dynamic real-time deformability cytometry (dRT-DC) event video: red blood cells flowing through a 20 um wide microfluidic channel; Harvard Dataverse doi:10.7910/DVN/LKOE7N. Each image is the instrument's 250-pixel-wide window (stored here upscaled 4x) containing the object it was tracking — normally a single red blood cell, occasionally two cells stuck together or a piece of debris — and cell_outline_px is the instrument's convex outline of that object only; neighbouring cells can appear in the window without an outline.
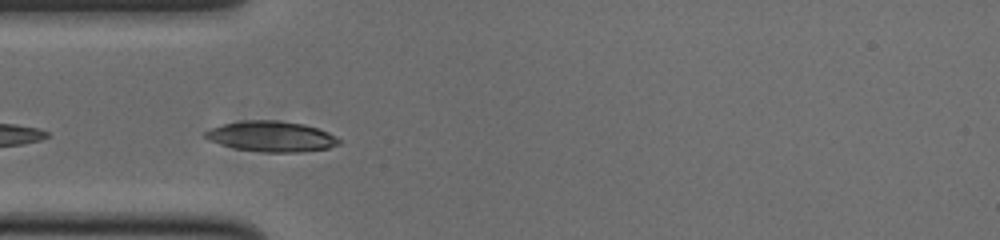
{"species": "common noctule bat (a hibernating species)", "species_latin": "Nyctalus noctula", "temperature_condition": "cold", "stored_images_in_passage": 9, "camera_frame_rate_fps": 3000, "um_per_image_px": 0.085, "animal": {"sex": "male", "body_mass_g": 20.0, "forearm_length_mm": 53.3}, "frame": {"image": 1, "passage_image": 2, "time_ms": 0.333, "image_size_px": [1000, 240], "cell_outline_px": [[340, 144], [328, 148], [300, 152], [264, 152], [236, 148], [220, 144], [208, 140], [204, 136], [204, 132], [208, 128], [224, 124], [244, 120], [276, 120], [304, 124], [328, 132], [340, 140]], "centroid_in_image_um": [23.04, 11.59], "position_along_channel_um": 62.0, "area_um2": 23.7}}